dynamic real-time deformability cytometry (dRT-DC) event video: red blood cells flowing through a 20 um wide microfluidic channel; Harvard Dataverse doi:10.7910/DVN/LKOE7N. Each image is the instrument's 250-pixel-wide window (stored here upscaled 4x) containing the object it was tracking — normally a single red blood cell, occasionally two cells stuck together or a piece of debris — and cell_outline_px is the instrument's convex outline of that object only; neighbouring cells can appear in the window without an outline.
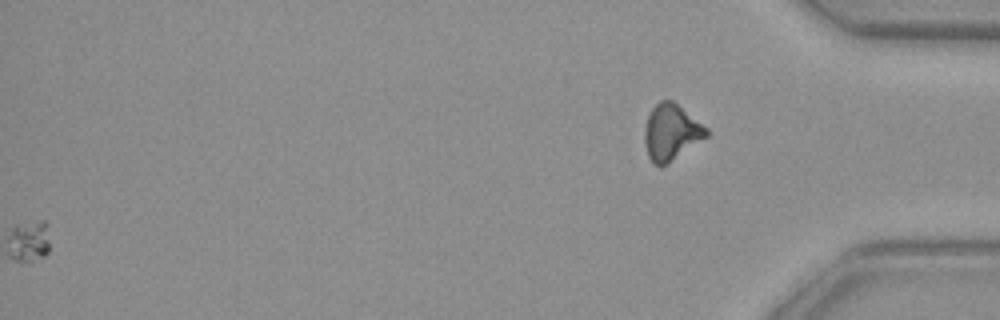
{"species": "common noctule bat (a hibernating species)", "species_latin": "Nyctalus noctula", "temperature_condition": "warm", "stored_images_in_passage": 42, "segment_of_instrument_passage": [2, 2], "camera_frame_rate_fps": 3000, "um_per_image_px": 0.085, "animal": {"sex": "female", "body_mass_g": 29.2, "forearm_length_mm": 56.3}, "frame": {"image": 1, "passage_image": 42, "time_ms": 13.667, "image_size_px": [1000, 320], "cell_outline_px": [[708, 136], [660, 168], [652, 164], [648, 156], [644, 140], [644, 128], [648, 116], [652, 108], [660, 100], [672, 100], [708, 128]], "centroid_in_image_um": [57.03, 11.25], "position_along_channel_um": 378.2, "area_um2": 20.11}}